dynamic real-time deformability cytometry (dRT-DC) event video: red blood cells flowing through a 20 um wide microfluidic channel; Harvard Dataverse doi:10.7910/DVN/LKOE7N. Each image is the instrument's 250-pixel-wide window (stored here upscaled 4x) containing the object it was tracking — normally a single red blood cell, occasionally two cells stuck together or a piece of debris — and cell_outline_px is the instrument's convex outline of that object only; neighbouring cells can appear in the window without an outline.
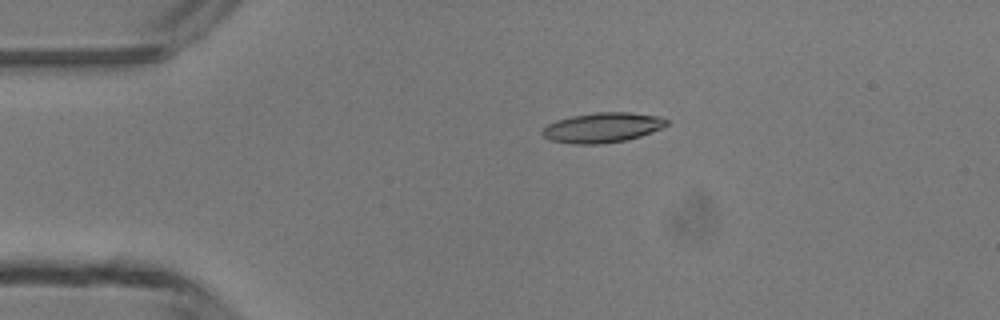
{"species": "common noctule bat (a hibernating species)", "species_latin": "Nyctalus noctula", "temperature_condition": "room temperature", "stored_images_in_passage": 2, "camera_frame_rate_fps": 3000, "um_per_image_px": 0.085, "animal": {"sex": "male", "body_mass_g": 13.3}, "frame": {"image": 1, "passage_image": 1, "time_ms": 0.0, "image_size_px": [1000, 320], "cell_outline_px": [[668, 124], [664, 128], [628, 140], [600, 144], [572, 144], [552, 140], [544, 136], [540, 132], [548, 124], [556, 120], [572, 116], [596, 112], [628, 112], [660, 116], [668, 120]], "centroid_in_image_um": [51.24, 10.84], "position_along_channel_um": 33.8, "area_um2": 21.79}}